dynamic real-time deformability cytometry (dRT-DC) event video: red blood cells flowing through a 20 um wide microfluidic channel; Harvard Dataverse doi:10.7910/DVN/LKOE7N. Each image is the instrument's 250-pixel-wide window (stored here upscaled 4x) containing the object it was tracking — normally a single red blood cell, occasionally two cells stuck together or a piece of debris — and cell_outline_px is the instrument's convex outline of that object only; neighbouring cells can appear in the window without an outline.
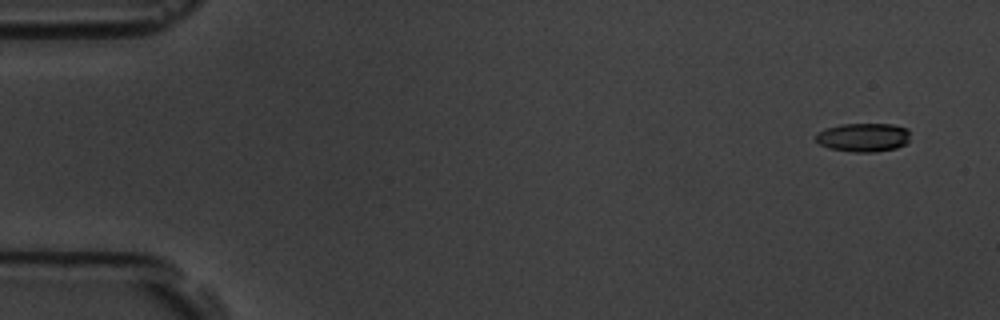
{"species": "common noctule bat (a hibernating species)", "species_latin": "Nyctalus noctula", "temperature_condition": "room temperature", "stored_images_in_passage": 5, "camera_frame_rate_fps": 3000, "um_per_image_px": 0.085, "animal": {"sex": "male", "body_mass_g": 19.5, "forearm_length_mm": 54.6}, "frame": {"image": 1, "passage_image": 1, "time_ms": 0.0, "image_size_px": [1000, 320], "cell_outline_px": [[908, 140], [904, 144], [896, 148], [876, 152], [852, 152], [828, 148], [820, 144], [816, 140], [816, 132], [824, 128], [840, 124], [892, 124], [908, 128]], "centroid_in_image_um": [73.34, 11.67], "position_along_channel_um": 11.7, "area_um2": 15.9}}
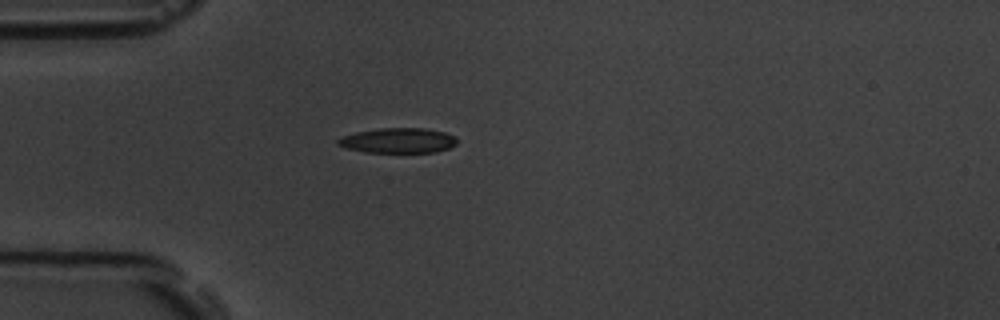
{"frame": {"image": 2, "passage_image": 5, "time_ms": 4.333, "image_size_px": [1000, 320], "cell_outline_px": [[456, 144], [448, 148], [436, 152], [364, 152], [348, 148], [336, 144], [336, 140], [344, 136], [356, 132], [380, 128], [424, 128], [444, 132], [456, 136]], "centroid_in_image_um": [33.85, 11.94], "position_along_channel_um": 51.2, "area_um2": 17.28}}